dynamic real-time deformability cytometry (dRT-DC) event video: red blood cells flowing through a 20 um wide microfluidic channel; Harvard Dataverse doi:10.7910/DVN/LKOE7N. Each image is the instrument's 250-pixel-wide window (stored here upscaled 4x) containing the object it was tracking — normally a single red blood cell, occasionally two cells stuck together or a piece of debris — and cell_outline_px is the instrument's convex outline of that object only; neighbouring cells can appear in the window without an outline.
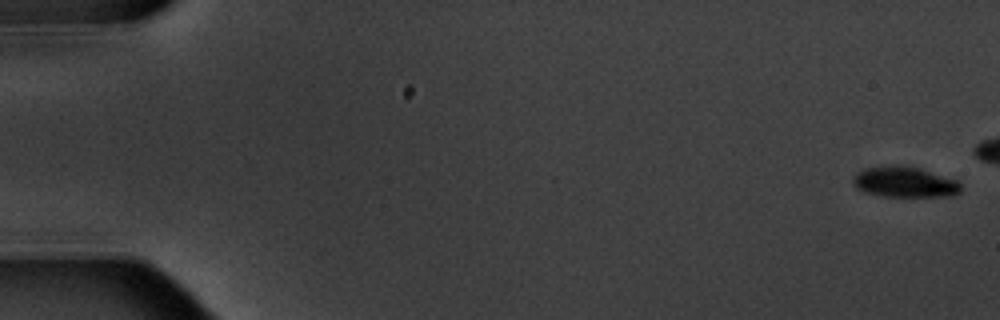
{"species": "common noctule bat (a hibernating species)", "species_latin": "Nyctalus noctula", "temperature_condition": "warm", "stored_images_in_passage": 7, "camera_frame_rate_fps": 3000, "um_per_image_px": 0.085, "animal": {"sex": "male", "body_mass_g": 20.1, "forearm_length_mm": 53.5}, "frame": {"image": 1, "passage_image": 1, "time_ms": 0.0, "image_size_px": [1000, 320], "cell_outline_px": [[960, 192], [956, 196], [884, 196], [864, 192], [856, 188], [852, 184], [852, 180], [856, 172], [864, 168], [892, 164], [904, 164], [920, 168], [960, 180]], "centroid_in_image_um": [76.9, 15.45], "position_along_channel_um": 8.1, "area_um2": 19.77}}
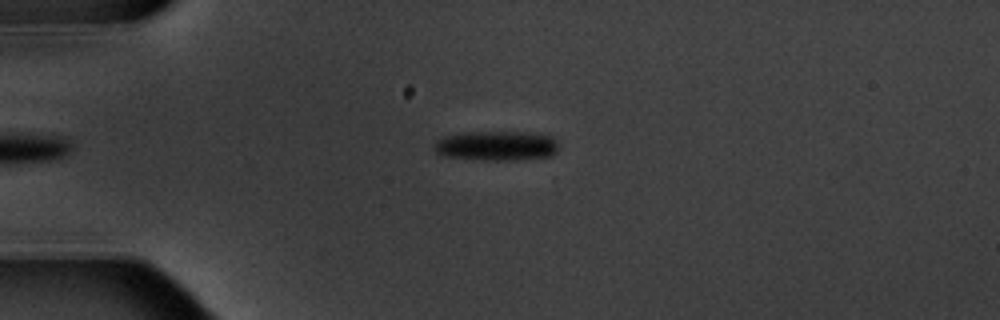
{"frame": {"image": 2, "passage_image": 6, "time_ms": 6.667, "image_size_px": [1000, 320], "cell_outline_px": [[560, 148], [552, 156], [508, 160], [480, 160], [444, 156], [436, 152], [436, 140], [444, 136], [464, 132], [520, 132], [552, 136], [556, 140]], "centroid_in_image_um": [42.22, 12.39], "position_along_channel_um": 42.8, "area_um2": 21.5}}